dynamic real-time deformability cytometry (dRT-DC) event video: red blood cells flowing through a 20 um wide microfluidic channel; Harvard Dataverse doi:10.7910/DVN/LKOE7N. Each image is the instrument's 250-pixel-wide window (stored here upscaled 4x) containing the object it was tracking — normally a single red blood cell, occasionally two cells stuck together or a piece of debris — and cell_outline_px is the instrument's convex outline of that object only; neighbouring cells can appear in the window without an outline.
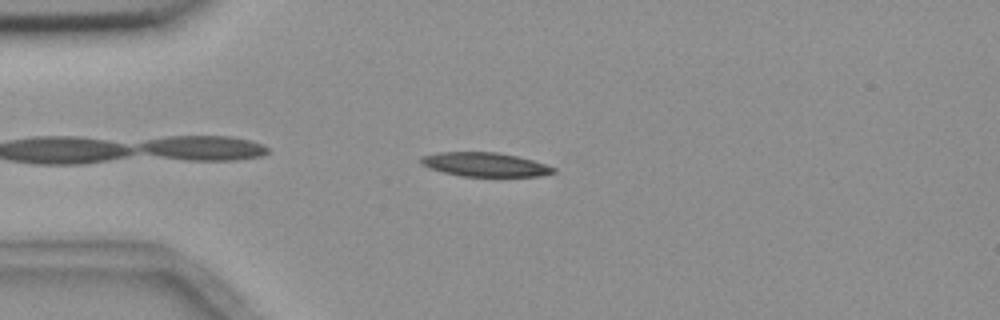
{"species": "common noctule bat (a hibernating species)", "species_latin": "Nyctalus noctula", "temperature_condition": "room temperature", "stored_images_in_passage": 2, "camera_frame_rate_fps": 3000, "um_per_image_px": 0.085, "animal": {"sex": "female", "body_mass_g": 18.4}, "frame": {"image": 1, "passage_image": 1, "time_ms": 0.0, "image_size_px": [1000, 320], "cell_outline_px": [[556, 172], [540, 176], [464, 176], [444, 172], [428, 168], [420, 164], [420, 156], [440, 152], [496, 152], [516, 156], [532, 160], [556, 168]], "centroid_in_image_um": [41.19, 13.98], "position_along_channel_um": 43.8, "area_um2": 18.44}}